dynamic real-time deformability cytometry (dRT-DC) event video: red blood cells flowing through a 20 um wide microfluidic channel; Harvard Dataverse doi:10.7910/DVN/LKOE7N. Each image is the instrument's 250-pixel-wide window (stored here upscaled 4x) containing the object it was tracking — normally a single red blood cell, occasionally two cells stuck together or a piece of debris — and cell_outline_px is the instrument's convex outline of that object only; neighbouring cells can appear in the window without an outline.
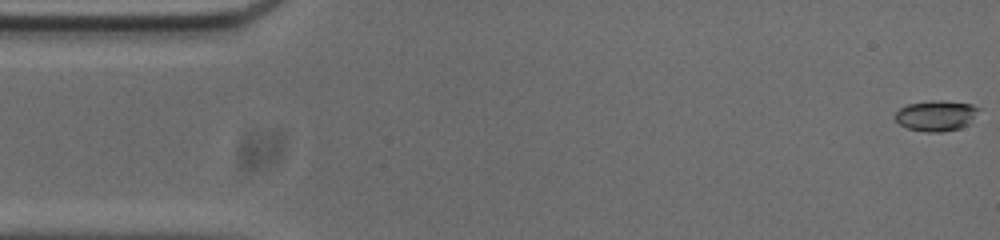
{"species": "common noctule bat (a hibernating species)", "species_latin": "Nyctalus noctula", "temperature_condition": "cold", "stored_images_in_passage": 53, "camera_frame_rate_fps": 3000, "um_per_image_px": 0.085, "animal": {"sex": "male", "body_mass_g": 20.0, "forearm_length_mm": 53.3}, "frame": {"image": 1, "passage_image": 1, "time_ms": 0.0, "image_size_px": [1000, 240], "cell_outline_px": [[980, 108], [968, 124], [960, 128], [944, 132], [924, 132], [908, 128], [900, 124], [896, 120], [896, 112], [900, 108], [908, 104], [928, 100], [944, 100], [972, 104]], "centroid_in_image_um": [79.57, 9.82], "position_along_channel_um": 5.4, "area_um2": 14.91}}
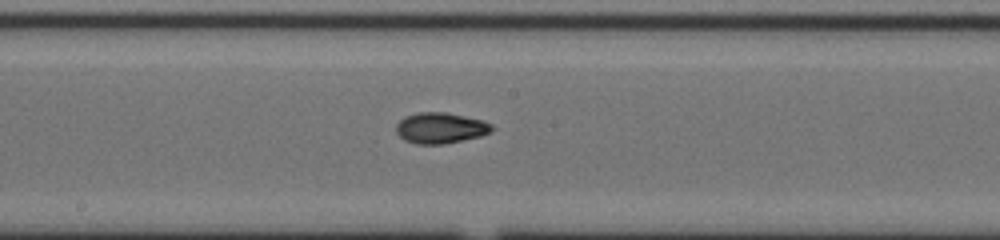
{"frame": {"image": 2, "passage_image": 27, "time_ms": 8.667, "image_size_px": [1000, 240], "cell_outline_px": [[492, 132], [480, 136], [444, 144], [416, 144], [404, 140], [396, 132], [396, 124], [404, 116], [420, 112], [444, 112], [464, 116], [480, 120], [492, 124]], "centroid_in_image_um": [37.41, 10.88], "position_along_channel_um": 210.8, "area_um2": 17.11}}
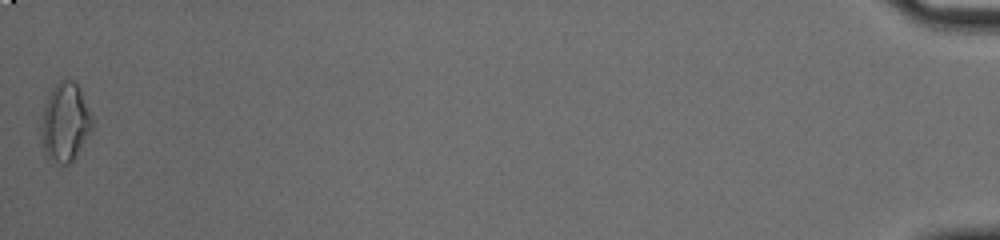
{"frame": {"image": 3, "passage_image": 53, "time_ms": 17.333, "image_size_px": [1000, 240], "cell_outline_px": [[92, 132], [76, 156], [68, 164], [52, 164], [44, 156], [40, 132], [44, 104], [52, 88], [60, 80], [72, 80], [76, 84], [92, 116]], "centroid_in_image_um": [5.51, 10.47], "position_along_channel_um": 429.7, "area_um2": 23.58}, "authors_computed_cell_mechanics": {"area_um2": 16.5308, "velocity_mm_per_s": 3.7926, "shape_relaxation_time_tau1_ms": 3.9837, "shape_relaxation_time_tau2_ms": 1.3235, "deformation_change_tau1": 0.1505, "deformation_change_tau2": 0.0533}}